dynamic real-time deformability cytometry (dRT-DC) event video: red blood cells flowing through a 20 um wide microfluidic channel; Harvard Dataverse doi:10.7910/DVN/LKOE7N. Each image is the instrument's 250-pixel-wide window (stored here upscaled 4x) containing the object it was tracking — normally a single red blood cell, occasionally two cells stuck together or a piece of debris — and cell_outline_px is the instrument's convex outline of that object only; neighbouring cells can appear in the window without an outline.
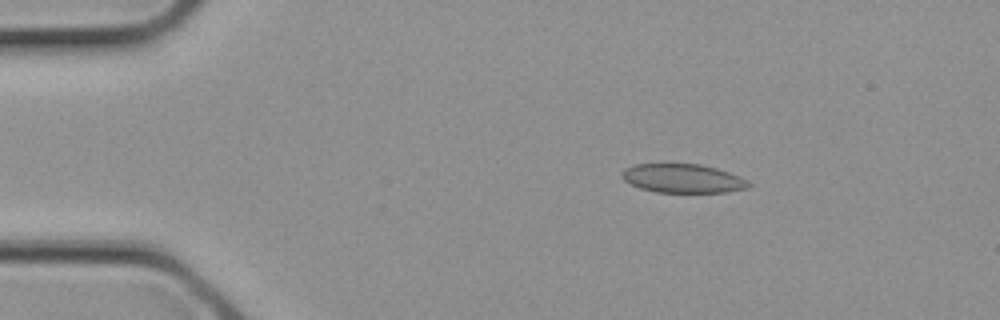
{"species": "common noctule bat (a hibernating species)", "species_latin": "Nyctalus noctula", "temperature_condition": "cold", "stored_images_in_passage": 2, "camera_frame_rate_fps": 3000, "um_per_image_px": 0.085, "animal": {"sex": "female", "body_mass_g": 21.9}, "frame": {"image": 1, "passage_image": 1, "time_ms": 0.0, "image_size_px": [1000, 320], "cell_outline_px": [[752, 184], [748, 188], [728, 192], [656, 192], [640, 188], [624, 180], [620, 176], [620, 172], [624, 168], [636, 164], [700, 164], [716, 168], [740, 176], [748, 180]], "centroid_in_image_um": [58.05, 15.16], "position_along_channel_um": 27.0, "area_um2": 21.39}}